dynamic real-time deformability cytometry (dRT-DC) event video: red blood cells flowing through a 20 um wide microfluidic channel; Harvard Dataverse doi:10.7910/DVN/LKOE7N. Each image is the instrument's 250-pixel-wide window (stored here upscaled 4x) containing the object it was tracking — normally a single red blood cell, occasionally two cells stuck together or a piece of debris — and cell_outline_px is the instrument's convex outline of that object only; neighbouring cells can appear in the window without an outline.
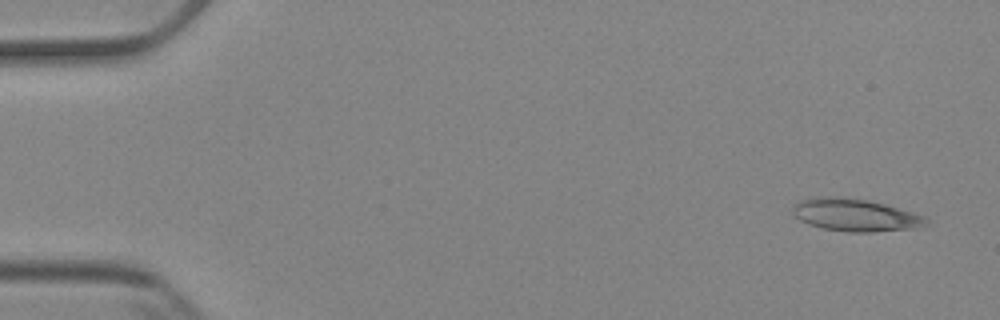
{"species": "Egyptian fruit bat (a non-hibernating species)", "species_latin": "Rousettus aegyptiacus", "temperature_condition": "cold", "stored_images_in_passage": 7, "camera_frame_rate_fps": 3000, "um_per_image_px": 0.085, "animal": {"sex": "female"}, "frame": {"image": 1, "passage_image": 1, "time_ms": 0.0, "image_size_px": [1000, 320], "cell_outline_px": [[928, 220], [912, 228], [872, 232], [848, 232], [820, 228], [808, 224], [792, 216], [792, 204], [800, 200], [820, 196], [868, 200], [884, 204], [928, 216]], "centroid_in_image_um": [72.61, 18.28], "position_along_channel_um": 12.4, "area_um2": 25.09}}
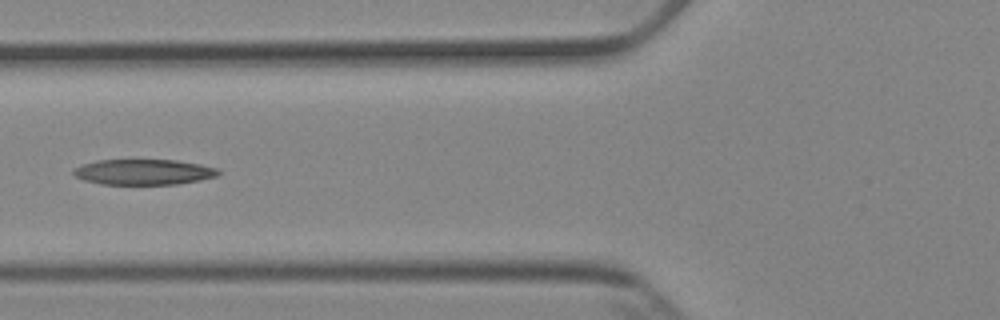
{"frame": {"image": 2, "passage_image": 6, "time_ms": 6.0, "image_size_px": [1000, 320], "cell_outline_px": [[220, 176], [200, 180], [176, 184], [100, 184], [84, 180], [76, 176], [72, 172], [76, 168], [84, 164], [96, 160], [176, 160], [200, 164], [216, 168], [220, 172]], "centroid_in_image_um": [12.24, 14.62], "position_along_channel_um": 113.6, "area_um2": 21.44}}
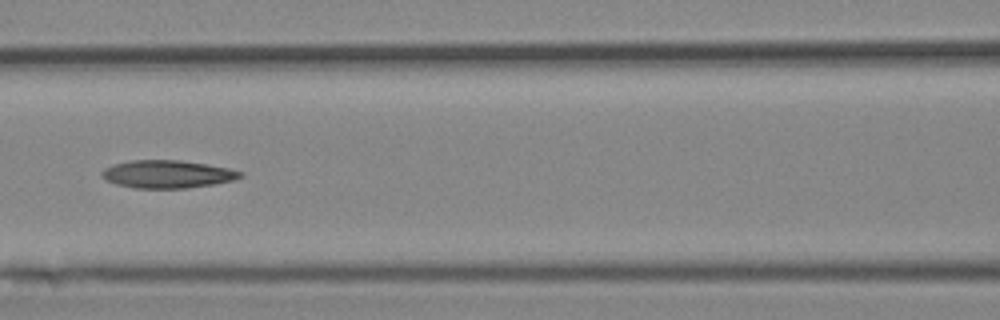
{"frame": {"image": 3, "passage_image": 7, "time_ms": 7.0, "image_size_px": [1000, 320], "cell_outline_px": [[244, 176], [232, 180], [212, 184], [188, 188], [136, 188], [116, 184], [100, 176], [100, 172], [104, 168], [112, 164], [132, 160], [180, 160], [208, 164], [228, 168], [244, 172]], "centroid_in_image_um": [14.22, 14.79], "position_along_channel_um": 152.4, "area_um2": 22.48}}